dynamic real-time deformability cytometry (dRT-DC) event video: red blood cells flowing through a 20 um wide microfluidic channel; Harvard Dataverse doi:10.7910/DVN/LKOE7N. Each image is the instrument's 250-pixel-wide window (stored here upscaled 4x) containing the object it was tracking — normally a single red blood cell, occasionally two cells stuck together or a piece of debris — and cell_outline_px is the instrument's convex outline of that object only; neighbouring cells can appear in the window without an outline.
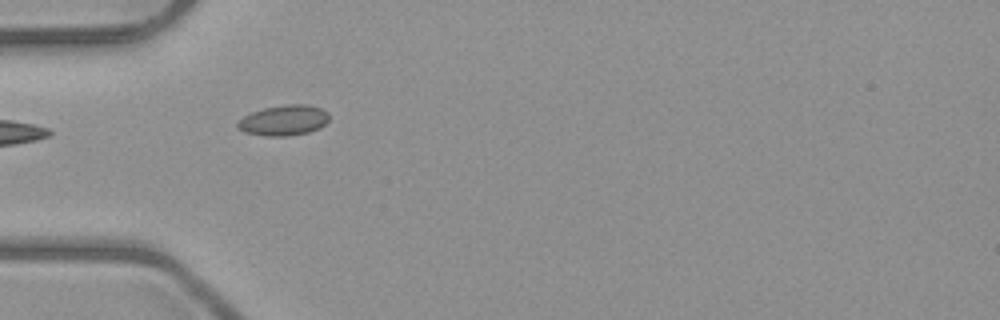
{"species": "common noctule bat (a hibernating species)", "species_latin": "Nyctalus noctula", "temperature_condition": "room temperature", "stored_images_in_passage": 5, "camera_frame_rate_fps": 3000, "um_per_image_px": 0.085, "animal": {"sex": "male", "body_mass_g": 23.1, "forearm_length_mm": 52.7}, "frame": {"image": 1, "passage_image": 4, "time_ms": 3.333, "image_size_px": [1000, 320], "cell_outline_px": [[328, 120], [320, 128], [308, 132], [288, 136], [268, 136], [244, 132], [236, 124], [244, 116], [252, 112], [264, 108], [284, 104], [308, 104], [320, 108], [328, 112]], "centroid_in_image_um": [24.14, 10.22], "position_along_channel_um": 60.9, "area_um2": 16.13}}
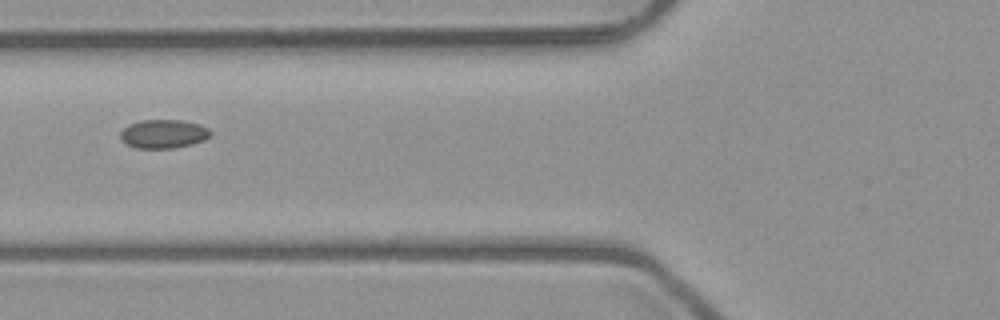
{"frame": {"image": 2, "passage_image": 5, "time_ms": 4.667, "image_size_px": [1000, 320], "cell_outline_px": [[212, 132], [204, 140], [192, 144], [172, 148], [136, 148], [128, 144], [120, 136], [120, 132], [128, 124], [140, 120], [180, 120], [200, 124], [208, 128]], "centroid_in_image_um": [13.9, 11.37], "position_along_channel_um": 111.9, "area_um2": 14.97}}